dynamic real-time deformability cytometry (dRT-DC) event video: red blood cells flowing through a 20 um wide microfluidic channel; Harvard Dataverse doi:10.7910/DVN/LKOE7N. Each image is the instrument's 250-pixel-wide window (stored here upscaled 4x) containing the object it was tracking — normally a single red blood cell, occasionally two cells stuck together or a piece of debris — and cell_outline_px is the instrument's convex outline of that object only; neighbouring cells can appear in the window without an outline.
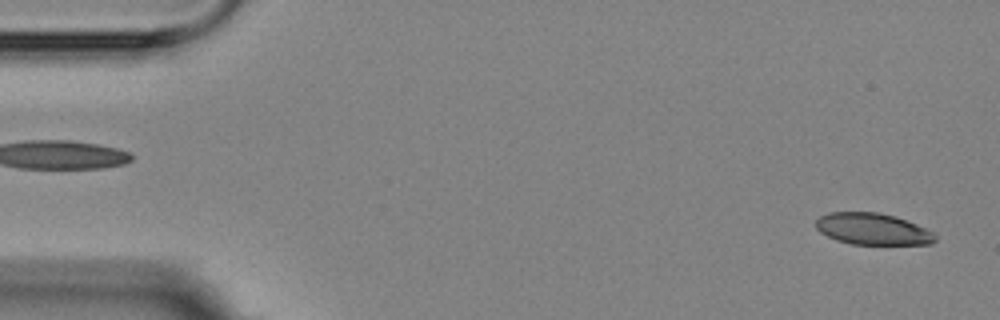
{"species": "Egyptian fruit bat (a non-hibernating species)", "species_latin": "Rousettus aegyptiacus", "temperature_condition": "room temperature", "stored_images_in_passage": 6, "segment_of_instrument_passage": [2, 2], "camera_frame_rate_fps": 3000, "um_per_image_px": 0.085, "animal": {"sex": "female"}, "frame": {"image": 1, "passage_image": 6, "time_ms": 5.667, "image_size_px": [1000, 320], "cell_outline_px": [[936, 240], [932, 244], [852, 244], [836, 240], [820, 232], [816, 228], [816, 220], [820, 216], [828, 212], [880, 212], [896, 216], [936, 232]], "centroid_in_image_um": [74.2, 19.46], "position_along_channel_um": 10.8, "area_um2": 22.14}}